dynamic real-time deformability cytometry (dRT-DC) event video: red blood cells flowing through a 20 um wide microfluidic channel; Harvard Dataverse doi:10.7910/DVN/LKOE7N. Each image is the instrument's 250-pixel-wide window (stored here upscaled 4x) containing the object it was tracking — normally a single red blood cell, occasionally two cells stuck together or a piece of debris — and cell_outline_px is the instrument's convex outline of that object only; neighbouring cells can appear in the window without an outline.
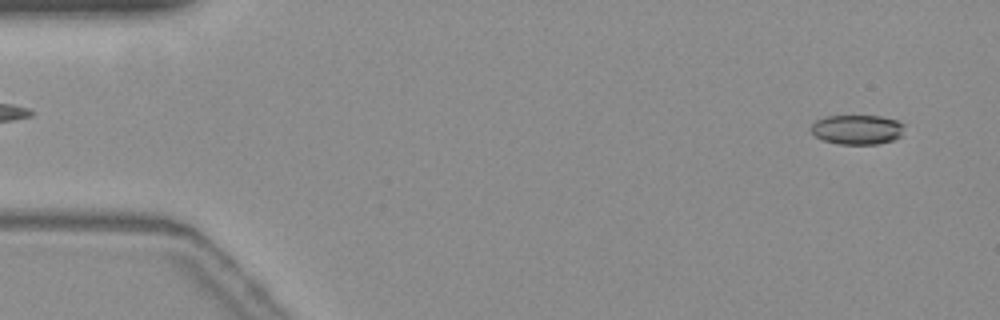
{"species": "common noctule bat (a hibernating species)", "species_latin": "Nyctalus noctula", "temperature_condition": "warm", "stored_images_in_passage": 55, "camera_frame_rate_fps": 3000, "um_per_image_px": 0.085, "animal": {"sex": "female", "body_mass_g": 19.3, "forearm_length_mm": 54.1}, "frame": {"image": 1, "passage_image": 3, "time_ms": 0.667, "image_size_px": [1000, 320], "cell_outline_px": [[904, 124], [900, 136], [892, 140], [876, 144], [840, 144], [824, 140], [816, 136], [812, 132], [812, 124], [816, 120], [828, 116], [880, 116], [896, 120]], "centroid_in_image_um": [72.86, 11.01], "position_along_channel_um": 12.1, "area_um2": 15.84}}
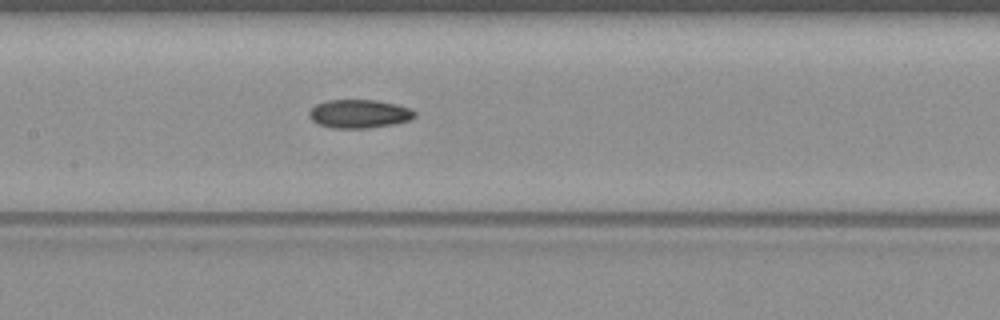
{"frame": {"image": 2, "passage_image": 26, "time_ms": 8.333, "image_size_px": [1000, 320], "cell_outline_px": [[416, 116], [408, 120], [396, 124], [368, 128], [332, 128], [316, 124], [308, 116], [308, 112], [316, 104], [328, 100], [372, 100], [396, 104], [408, 108], [416, 112]], "centroid_in_image_um": [30.5, 9.68], "position_along_channel_um": 176.9, "area_um2": 17.57}}
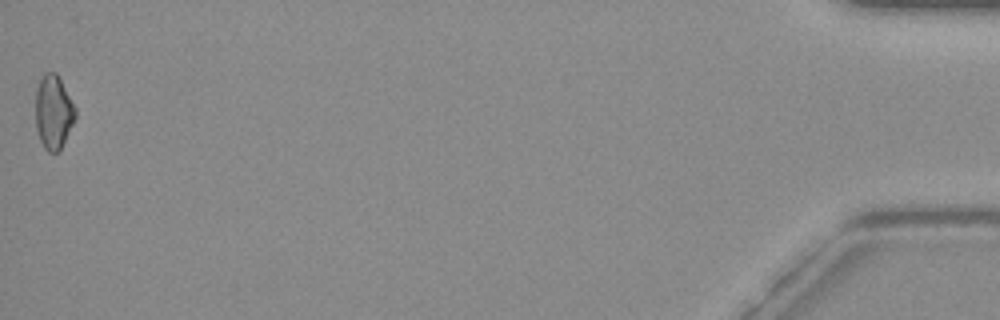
{"frame": {"image": 3, "passage_image": 55, "time_ms": 18.0, "image_size_px": [1000, 320], "cell_outline_px": [[76, 116], [60, 152], [48, 152], [44, 148], [40, 140], [36, 128], [36, 88], [44, 72], [56, 72], [76, 108]], "centroid_in_image_um": [4.54, 9.54], "position_along_channel_um": 430.7, "area_um2": 17.17}, "authors_computed_cell_mechanics": {"area_um2": 17.1088, "velocity_mm_per_s": 3.7176, "shape_relaxation_time_tau1_ms": null, "shape_relaxation_time_tau2_ms": 11.137, "deformation_change_tau1": null, "deformation_change_tau2": 0.177}}